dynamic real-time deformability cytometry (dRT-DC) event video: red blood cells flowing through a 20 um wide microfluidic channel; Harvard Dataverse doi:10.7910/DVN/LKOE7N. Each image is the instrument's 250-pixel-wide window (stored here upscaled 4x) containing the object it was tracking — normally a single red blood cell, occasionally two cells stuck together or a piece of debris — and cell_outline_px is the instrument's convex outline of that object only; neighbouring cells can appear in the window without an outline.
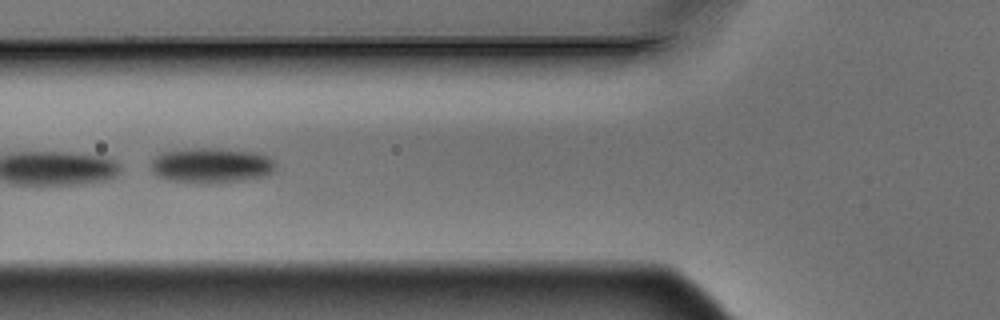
{"species": "Egyptian fruit bat (a non-hibernating species)", "species_latin": "Rousettus aegyptiacus", "temperature_condition": "warm", "stored_images_in_passage": 8, "camera_frame_rate_fps": 3000, "um_per_image_px": 0.085, "animal": {"sex": "male"}, "frame": {"image": 1, "passage_image": 5, "time_ms": 1.333, "image_size_px": [1000, 320], "cell_outline_px": [[276, 164], [272, 172], [264, 176], [240, 180], [212, 184], [204, 184], [168, 180], [156, 176], [148, 168], [148, 164], [160, 152], [196, 148], [220, 148], [260, 152], [268, 156]], "centroid_in_image_um": [17.91, 14.06], "position_along_channel_um": 107.9, "area_um2": 26.07}}
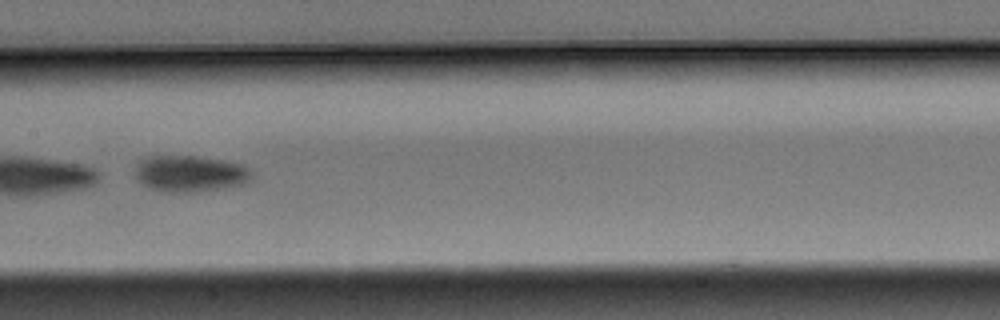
{"frame": {"image": 2, "passage_image": 7, "time_ms": 2.0, "image_size_px": [1000, 320], "cell_outline_px": [[252, 176], [244, 184], [200, 192], [168, 192], [152, 188], [136, 180], [136, 168], [140, 160], [148, 156], [196, 156], [224, 160], [240, 164], [248, 168]], "centroid_in_image_um": [16.15, 14.76], "position_along_channel_um": 191.2, "area_um2": 24.57}}
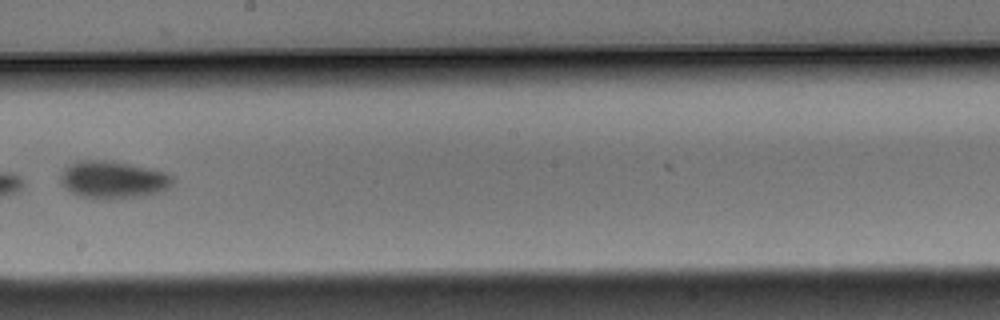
{"frame": {"image": 3, "passage_image": 8, "time_ms": 2.333, "image_size_px": [1000, 320], "cell_outline_px": [[176, 184], [164, 192], [144, 196], [120, 200], [96, 200], [80, 196], [64, 188], [60, 184], [60, 172], [68, 164], [76, 160], [112, 160], [156, 168], [172, 176]], "centroid_in_image_um": [9.65, 15.29], "position_along_channel_um": 238.5, "area_um2": 25.89}}